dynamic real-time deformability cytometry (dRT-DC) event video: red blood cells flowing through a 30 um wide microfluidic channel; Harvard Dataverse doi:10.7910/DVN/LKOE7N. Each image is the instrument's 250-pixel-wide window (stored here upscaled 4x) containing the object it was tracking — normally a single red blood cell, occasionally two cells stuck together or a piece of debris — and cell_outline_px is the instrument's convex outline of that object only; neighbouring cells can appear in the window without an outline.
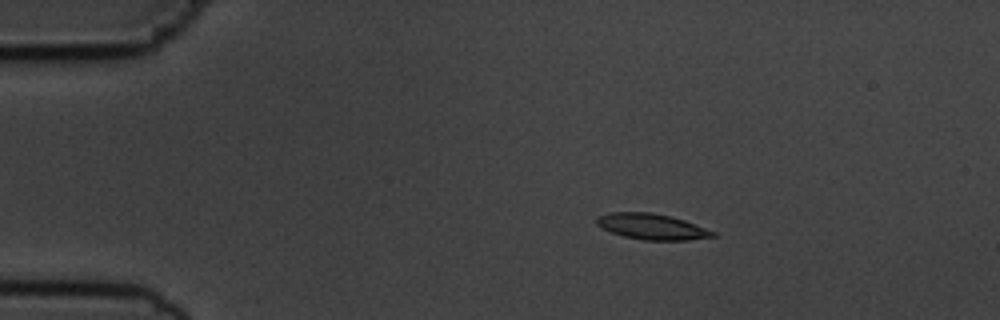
{"species": "common noctule bat (a hibernating species)", "species_latin": "Nyctalus noctula", "temperature_condition": "cold", "stored_images_in_passage": 5, "camera_frame_rate_fps": 3000, "um_per_image_px": 0.085, "animal": {"sex": "male", "body_mass_g": 19.5, "forearm_length_mm": 54.6}, "frame": {"image": 1, "passage_image": 2, "time_ms": 1.333, "image_size_px": [1000, 320], "cell_outline_px": [[716, 236], [688, 240], [644, 240], [624, 236], [600, 228], [596, 224], [596, 216], [612, 212], [652, 212], [672, 216], [684, 220], [716, 232]], "centroid_in_image_um": [55.38, 19.25], "position_along_channel_um": 29.6, "area_um2": 17.51}}
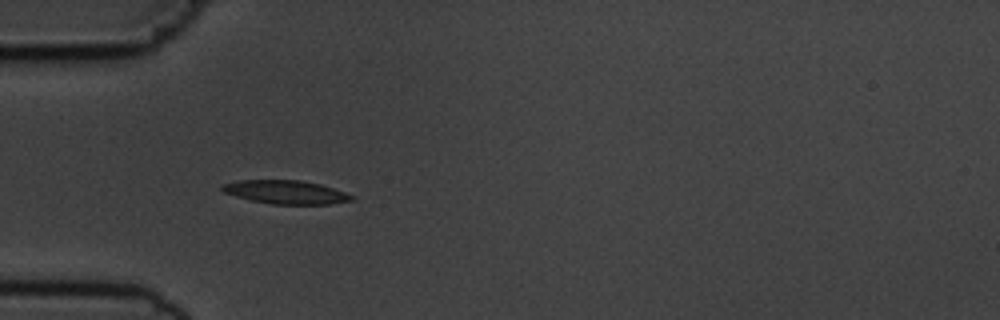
{"frame": {"image": 2, "passage_image": 4, "time_ms": 3.667, "image_size_px": [1000, 320], "cell_outline_px": [[356, 200], [328, 204], [272, 204], [252, 200], [236, 196], [224, 192], [220, 188], [220, 184], [240, 180], [300, 180], [320, 184], [356, 196]], "centroid_in_image_um": [24.31, 16.33], "position_along_channel_um": 60.7, "area_um2": 17.74}}
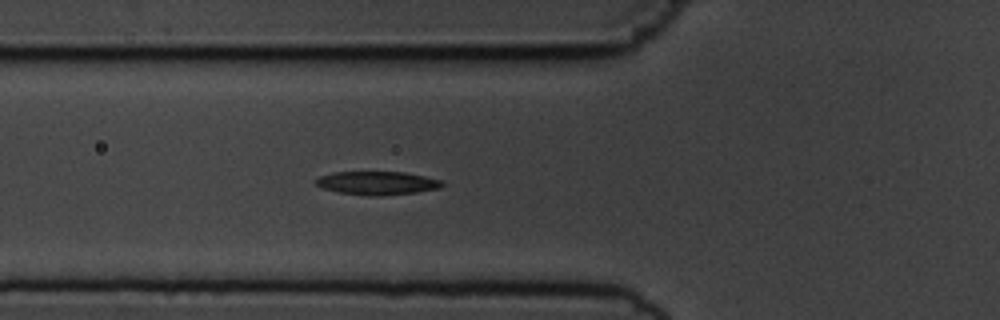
{"frame": {"image": 3, "passage_image": 5, "time_ms": 4.667, "image_size_px": [1000, 320], "cell_outline_px": [[444, 184], [440, 188], [416, 192], [380, 196], [368, 196], [340, 192], [324, 188], [316, 184], [312, 180], [320, 176], [332, 172], [404, 172], [444, 180]], "centroid_in_image_um": [32.07, 15.55], "position_along_channel_um": 93.7, "area_um2": 17.28}}